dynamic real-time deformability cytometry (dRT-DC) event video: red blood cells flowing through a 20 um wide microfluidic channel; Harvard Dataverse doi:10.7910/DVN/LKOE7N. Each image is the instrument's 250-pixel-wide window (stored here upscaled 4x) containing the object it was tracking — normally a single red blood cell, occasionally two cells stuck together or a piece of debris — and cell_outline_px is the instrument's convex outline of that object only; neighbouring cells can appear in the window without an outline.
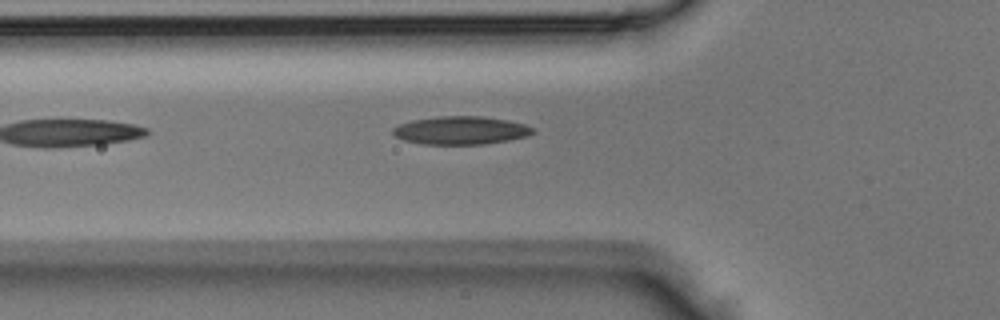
{"species": "Egyptian fruit bat (a non-hibernating species)", "species_latin": "Rousettus aegyptiacus", "temperature_condition": "room temperature", "stored_images_in_passage": 3, "camera_frame_rate_fps": 3000, "um_per_image_px": 0.085, "animal": {"sex": "male"}, "frame": {"image": 1, "passage_image": 3, "time_ms": 0.667, "image_size_px": [1000, 320], "cell_outline_px": [[536, 132], [528, 136], [508, 140], [484, 144], [424, 144], [404, 140], [392, 136], [392, 128], [400, 124], [412, 120], [440, 116], [480, 116], [508, 120], [524, 124], [532, 128]], "centroid_in_image_um": [39.15, 11.08], "position_along_channel_um": 86.7, "area_um2": 22.95}}